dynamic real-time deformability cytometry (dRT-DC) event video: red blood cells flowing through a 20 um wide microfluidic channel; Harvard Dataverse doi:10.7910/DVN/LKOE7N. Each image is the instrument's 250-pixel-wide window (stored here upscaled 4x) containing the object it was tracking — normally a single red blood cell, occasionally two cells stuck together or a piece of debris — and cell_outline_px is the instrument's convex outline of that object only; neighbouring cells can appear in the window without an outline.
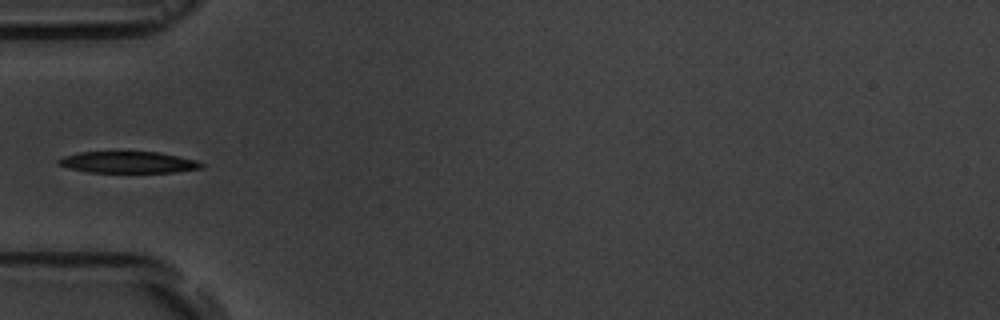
{"species": "common noctule bat (a hibernating species)", "species_latin": "Nyctalus noctula", "temperature_condition": "room temperature", "stored_images_in_passage": 5, "camera_frame_rate_fps": 3000, "um_per_image_px": 0.085, "animal": {"sex": "male", "body_mass_g": 19.5, "forearm_length_mm": 54.6}, "frame": {"image": 1, "passage_image": 5, "time_ms": 4.333, "image_size_px": [1000, 320], "cell_outline_px": [[204, 168], [176, 172], [88, 172], [56, 164], [56, 160], [64, 156], [80, 152], [160, 152], [196, 160], [204, 164]], "centroid_in_image_um": [10.93, 13.79], "position_along_channel_um": 74.1, "area_um2": 17.86}}